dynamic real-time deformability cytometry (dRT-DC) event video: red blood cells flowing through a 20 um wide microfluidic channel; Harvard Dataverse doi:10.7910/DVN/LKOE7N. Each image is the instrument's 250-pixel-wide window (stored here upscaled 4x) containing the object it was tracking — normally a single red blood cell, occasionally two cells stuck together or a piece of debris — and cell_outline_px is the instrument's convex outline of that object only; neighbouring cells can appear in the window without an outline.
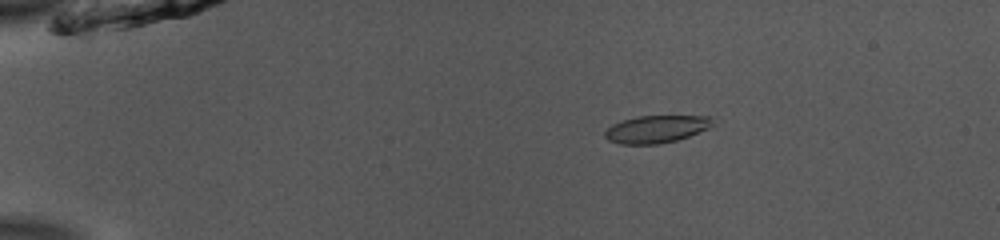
{"species": "common noctule bat (a hibernating species)", "species_latin": "Nyctalus noctula", "temperature_condition": "room temperature", "stored_images_in_passage": 43, "camera_frame_rate_fps": 3000, "um_per_image_px": 0.085, "animal": {"sex": "male", "body_mass_g": 13.0, "forearm_length_mm": 53.1}, "frame": {"image": 1, "passage_image": 1, "time_ms": 0.0, "image_size_px": [1000, 240], "cell_outline_px": [[712, 124], [708, 128], [688, 136], [676, 140], [660, 144], [620, 144], [608, 140], [604, 136], [604, 132], [612, 124], [636, 116], [712, 116]], "centroid_in_image_um": [55.75, 10.97], "position_along_channel_um": 29.2, "area_um2": 17.11}}
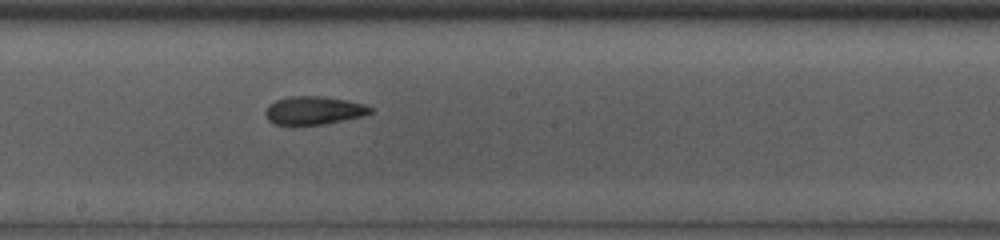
{"frame": {"image": 2, "passage_image": 21, "time_ms": 6.667, "image_size_px": [1000, 240], "cell_outline_px": [[372, 112], [364, 116], [324, 124], [276, 124], [268, 120], [264, 112], [268, 104], [276, 100], [288, 96], [324, 96], [348, 100], [364, 104], [372, 108]], "centroid_in_image_um": [26.68, 9.37], "position_along_channel_um": 221.5, "area_um2": 17.28}}
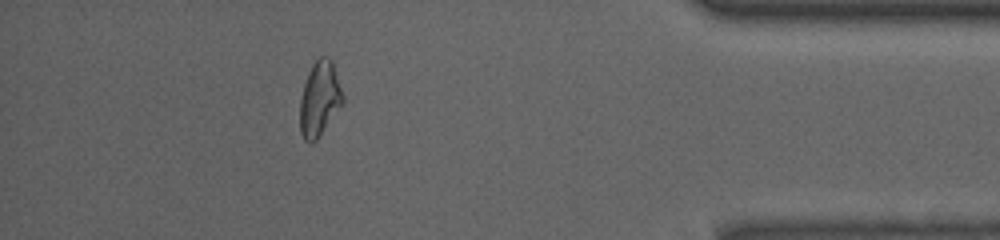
{"frame": {"image": 3, "passage_image": 38, "time_ms": 12.333, "image_size_px": [1000, 240], "cell_outline_px": [[344, 100], [316, 140], [304, 140], [300, 132], [300, 100], [304, 84], [308, 72], [312, 64], [320, 56], [328, 56], [332, 60], [344, 96]], "centroid_in_image_um": [27.16, 8.34], "position_along_channel_um": 408.0, "area_um2": 18.32}, "authors_computed_cell_mechanics": {"area_um2": 17.8024, "velocity_mm_per_s": 3.9137, "shape_relaxation_time_tau1_ms": 7.1477, "shape_relaxation_time_tau2_ms": 3.3825, "deformation_change_tau1": 0.1748, "deformation_change_tau2": 0.0735}}